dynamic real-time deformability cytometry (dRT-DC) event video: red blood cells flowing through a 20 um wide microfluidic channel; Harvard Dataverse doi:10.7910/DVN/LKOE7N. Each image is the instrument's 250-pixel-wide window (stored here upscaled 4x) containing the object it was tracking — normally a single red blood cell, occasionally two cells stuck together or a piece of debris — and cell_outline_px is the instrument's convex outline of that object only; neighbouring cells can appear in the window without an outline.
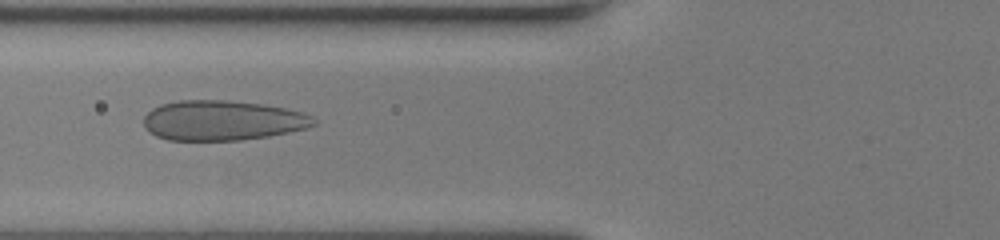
{"species": "human", "species_latin": "Homo sapiens", "temperature_condition": "room temperature", "stored_images_in_passage": 53, "camera_frame_rate_fps": 3000, "um_per_image_px": 0.085, "donor": {"sex": "female"}, "frame": {"image": 1, "passage_image": 22, "time_ms": 7.0, "image_size_px": [1000, 240], "cell_outline_px": [[316, 124], [308, 128], [268, 136], [240, 140], [168, 140], [156, 136], [148, 132], [144, 128], [144, 116], [152, 108], [160, 104], [180, 100], [224, 100], [260, 104], [284, 108], [300, 112], [312, 116], [316, 120]], "centroid_in_image_um": [18.87, 10.24], "position_along_channel_um": 106.9, "area_um2": 39.59}}
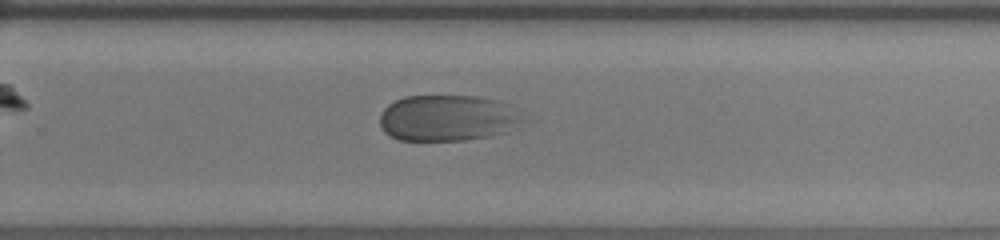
{"frame": {"image": 2, "passage_image": 36, "time_ms": 11.667, "image_size_px": [1000, 240], "cell_outline_px": [[520, 120], [508, 132], [488, 136], [464, 140], [400, 140], [388, 136], [384, 132], [380, 124], [380, 112], [388, 104], [404, 96], [476, 96], [496, 100], [504, 104]], "centroid_in_image_um": [37.89, 10.04], "position_along_channel_um": 291.9, "area_um2": 37.74}}
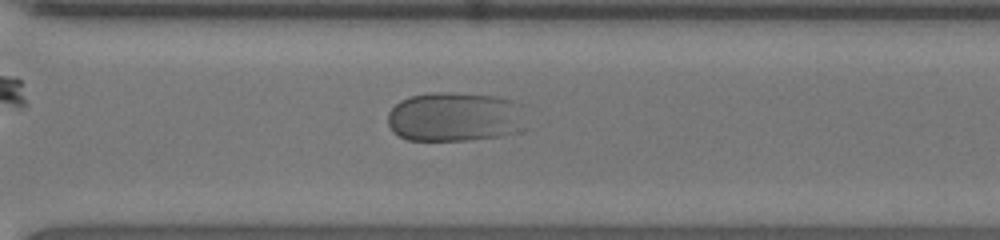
{"frame": {"image": 3, "passage_image": 39, "time_ms": 12.667, "image_size_px": [1000, 240], "cell_outline_px": [[520, 132], [500, 136], [464, 140], [408, 140], [392, 132], [388, 124], [388, 112], [400, 100], [412, 96], [432, 92], [452, 92], [496, 96], [512, 100]], "centroid_in_image_um": [38.48, 9.94], "position_along_channel_um": 332.1, "area_um2": 38.84}}